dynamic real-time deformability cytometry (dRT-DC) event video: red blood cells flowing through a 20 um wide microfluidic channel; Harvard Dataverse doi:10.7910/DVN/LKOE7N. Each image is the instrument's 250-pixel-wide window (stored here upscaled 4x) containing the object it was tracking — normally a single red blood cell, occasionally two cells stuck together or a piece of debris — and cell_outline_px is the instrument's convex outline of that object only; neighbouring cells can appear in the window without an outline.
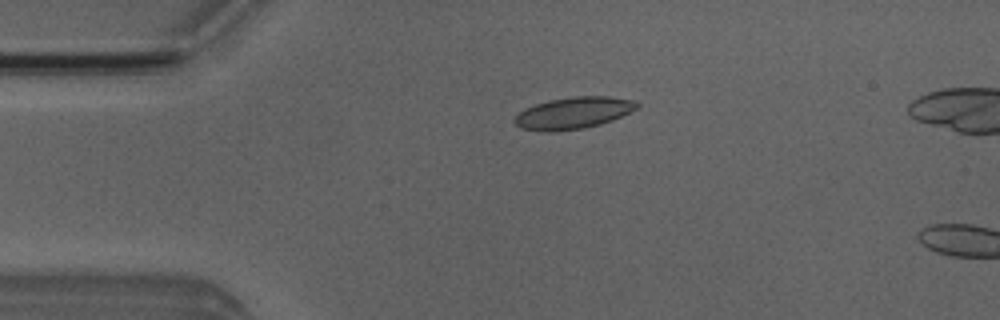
{"species": "Egyptian fruit bat (a non-hibernating species)", "species_latin": "Rousettus aegyptiacus", "temperature_condition": "room temperature", "stored_images_in_passage": 4, "camera_frame_rate_fps": 3000, "um_per_image_px": 0.085, "animal": {"sex": "male"}, "frame": {"image": 1, "passage_image": 3, "time_ms": 2.333, "image_size_px": [1000, 320], "cell_outline_px": [[640, 108], [612, 120], [600, 124], [584, 128], [552, 132], [544, 132], [520, 128], [512, 120], [524, 108], [548, 100], [572, 96], [608, 96], [636, 100], [640, 104]], "centroid_in_image_um": [48.76, 9.6], "position_along_channel_um": 36.2, "area_um2": 22.95}}